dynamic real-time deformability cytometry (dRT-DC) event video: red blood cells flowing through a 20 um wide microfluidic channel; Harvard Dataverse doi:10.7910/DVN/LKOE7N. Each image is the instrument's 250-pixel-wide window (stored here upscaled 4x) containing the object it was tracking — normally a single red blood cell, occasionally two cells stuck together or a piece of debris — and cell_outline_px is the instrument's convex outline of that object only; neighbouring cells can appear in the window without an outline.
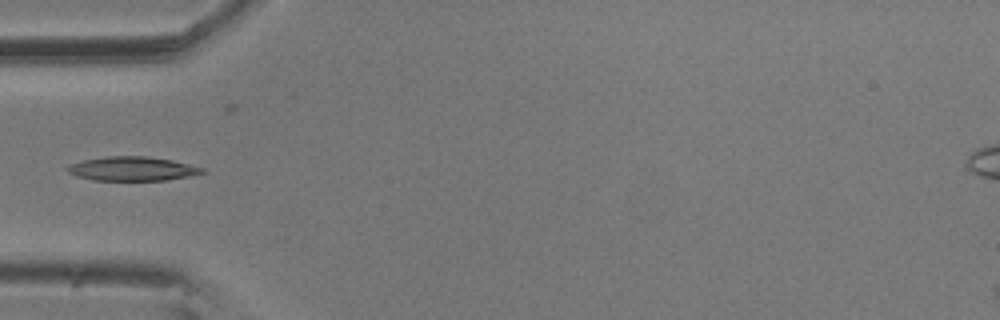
{"species": "common noctule bat (a hibernating species)", "species_latin": "Nyctalus noctula", "temperature_condition": "room temperature", "stored_images_in_passage": 8, "camera_frame_rate_fps": 3000, "um_per_image_px": 0.085, "animal": {"sex": "male", "body_mass_g": 20.5, "forearm_length_mm": 52.5}, "frame": {"image": 1, "passage_image": 5, "time_ms": 1.333, "image_size_px": [1000, 320], "cell_outline_px": [[208, 172], [168, 180], [92, 180], [76, 176], [68, 172], [68, 168], [72, 164], [84, 160], [108, 156], [144, 156], [172, 160], [204, 168]], "centroid_in_image_um": [11.29, 14.35], "position_along_channel_um": 73.7, "area_um2": 18.73}}
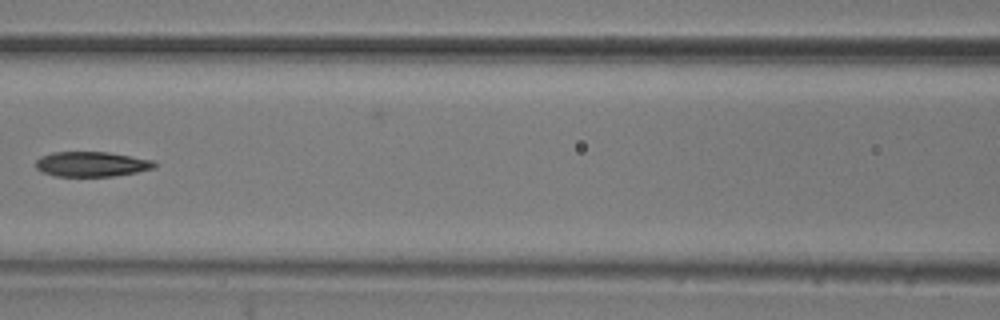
{"frame": {"image": 2, "passage_image": 7, "time_ms": 2.0, "image_size_px": [1000, 320], "cell_outline_px": [[156, 168], [136, 172], [112, 176], [56, 176], [44, 172], [36, 168], [36, 160], [40, 156], [52, 152], [108, 152], [152, 160], [156, 164]], "centroid_in_image_um": [7.77, 13.94], "position_along_channel_um": 158.8, "area_um2": 17.17}}
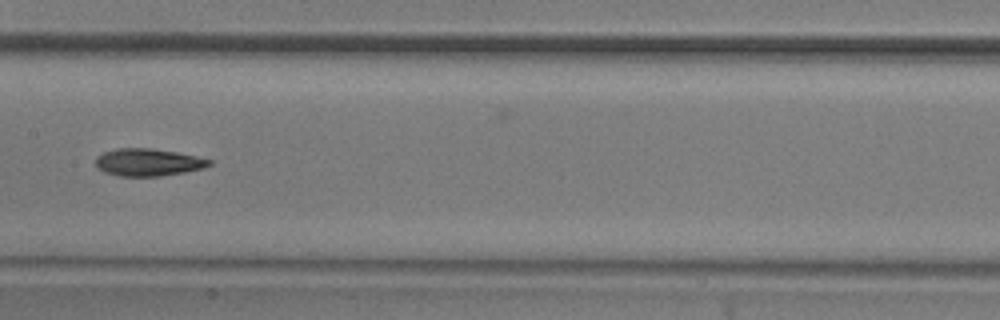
{"frame": {"image": 3, "passage_image": 8, "time_ms": 2.333, "image_size_px": [1000, 320], "cell_outline_px": [[212, 164], [204, 168], [184, 172], [160, 176], [120, 176], [104, 172], [96, 168], [96, 156], [104, 152], [116, 148], [152, 148], [176, 152], [212, 160]], "centroid_in_image_um": [12.56, 13.79], "position_along_channel_um": 194.8, "area_um2": 18.15}}